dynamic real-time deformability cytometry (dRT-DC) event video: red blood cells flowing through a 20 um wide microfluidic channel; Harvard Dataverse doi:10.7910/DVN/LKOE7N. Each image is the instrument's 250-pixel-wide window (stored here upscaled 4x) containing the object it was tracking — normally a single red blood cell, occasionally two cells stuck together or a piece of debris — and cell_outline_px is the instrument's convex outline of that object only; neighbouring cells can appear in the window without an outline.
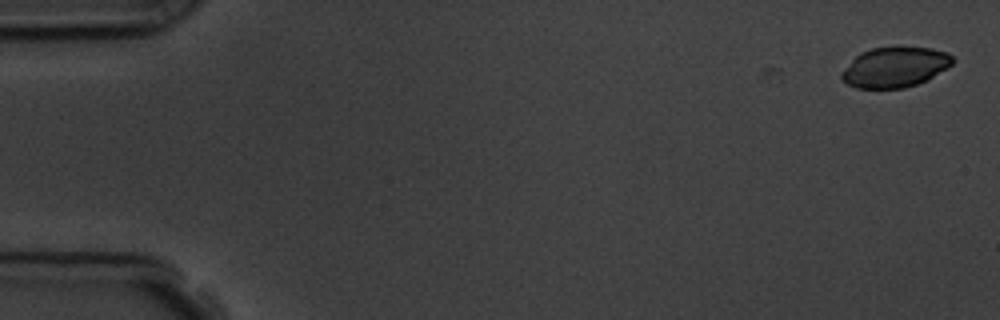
{"species": "common noctule bat (a hibernating species)", "species_latin": "Nyctalus noctula", "temperature_condition": "room temperature", "stored_images_in_passage": 4, "camera_frame_rate_fps": 3000, "um_per_image_px": 0.085, "animal": {"sex": "male", "body_mass_g": 19.5, "forearm_length_mm": 54.6}, "frame": {"image": 1, "passage_image": 1, "time_ms": 0.0, "image_size_px": [1000, 320], "cell_outline_px": [[956, 60], [948, 68], [928, 80], [904, 88], [856, 88], [848, 84], [840, 76], [840, 72], [860, 52], [872, 48], [932, 48], [948, 52]], "centroid_in_image_um": [76.1, 5.72], "position_along_channel_um": 8.9, "area_um2": 25.95}}